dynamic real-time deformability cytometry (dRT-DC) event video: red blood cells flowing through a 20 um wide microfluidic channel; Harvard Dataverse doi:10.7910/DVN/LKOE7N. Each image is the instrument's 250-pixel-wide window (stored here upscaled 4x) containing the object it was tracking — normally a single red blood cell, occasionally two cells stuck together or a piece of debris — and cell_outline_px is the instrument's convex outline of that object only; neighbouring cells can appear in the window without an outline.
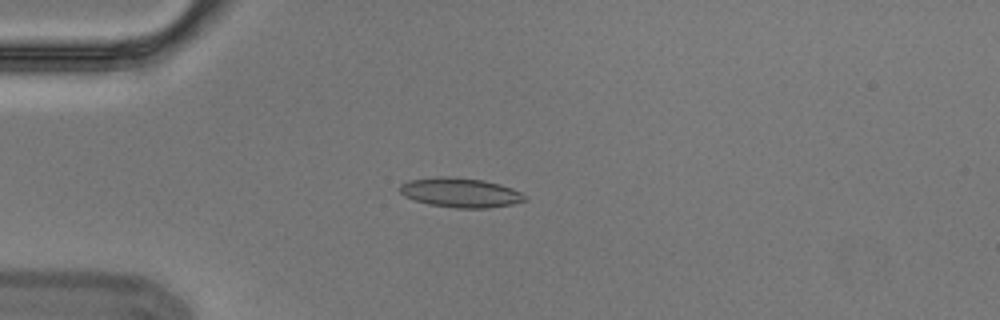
{"species": "Egyptian fruit bat (a non-hibernating species)", "species_latin": "Rousettus aegyptiacus", "temperature_condition": "cold", "stored_images_in_passage": 10, "camera_frame_rate_fps": 3000, "um_per_image_px": 0.085, "animal": {"sex": "male"}, "frame": {"image": 1, "passage_image": 4, "time_ms": 1.0, "image_size_px": [1000, 320], "cell_outline_px": [[528, 200], [512, 204], [488, 208], [456, 208], [428, 204], [404, 196], [400, 192], [400, 184], [408, 180], [436, 176], [448, 176], [484, 180], [500, 184], [512, 188], [528, 196]], "centroid_in_image_um": [39.15, 16.36], "position_along_channel_um": 45.9, "area_um2": 21.68}}